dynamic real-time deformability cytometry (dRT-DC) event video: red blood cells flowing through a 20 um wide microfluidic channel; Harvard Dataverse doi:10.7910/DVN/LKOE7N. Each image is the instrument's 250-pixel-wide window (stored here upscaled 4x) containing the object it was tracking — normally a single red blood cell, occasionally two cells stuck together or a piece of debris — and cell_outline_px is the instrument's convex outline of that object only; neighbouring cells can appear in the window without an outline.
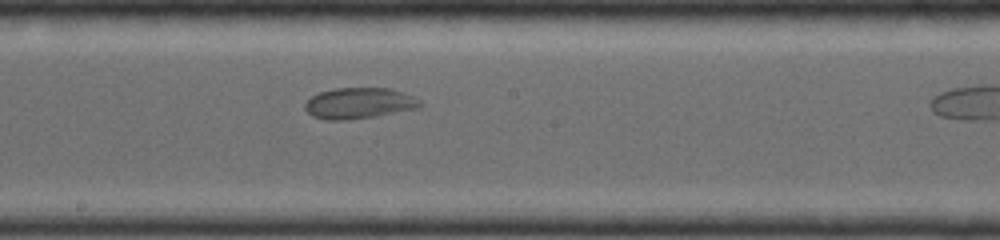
{"species": "common noctule bat (a hibernating species)", "species_latin": "Nyctalus noctula", "temperature_condition": "room temperature", "stored_images_in_passage": 8, "camera_frame_rate_fps": 4000, "um_per_image_px": 0.085, "animal": {"sex": "female", "body_mass_g": 19.0, "forearm_length_mm": 56.7}, "frame": {"image": 1, "passage_image": 8, "time_ms": 4.5, "image_size_px": [1000, 240], "cell_outline_px": [[424, 104], [420, 108], [376, 116], [344, 120], [324, 120], [312, 116], [304, 108], [304, 104], [312, 96], [320, 92], [336, 88], [392, 88], [404, 92], [420, 100]], "centroid_in_image_um": [30.55, 8.77], "position_along_channel_um": 217.6, "area_um2": 20.92}}